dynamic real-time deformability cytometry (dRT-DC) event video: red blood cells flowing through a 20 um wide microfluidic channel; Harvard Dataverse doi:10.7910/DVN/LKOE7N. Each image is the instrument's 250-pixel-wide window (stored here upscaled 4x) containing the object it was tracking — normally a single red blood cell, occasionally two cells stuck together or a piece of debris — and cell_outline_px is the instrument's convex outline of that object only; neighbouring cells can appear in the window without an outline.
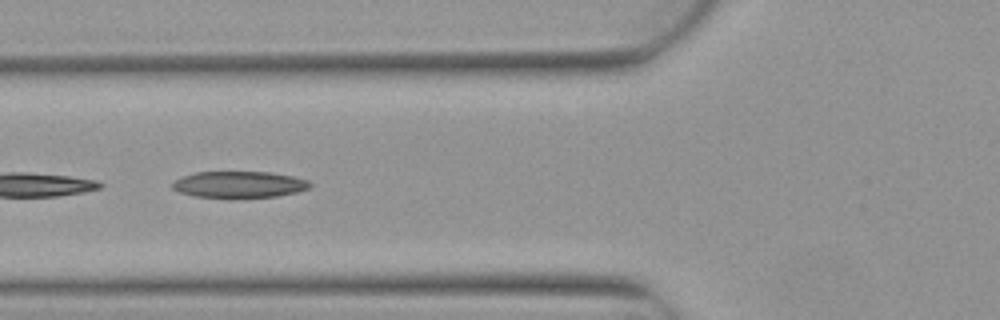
{"species": "Egyptian fruit bat (a non-hibernating species)", "species_latin": "Rousettus aegyptiacus", "temperature_condition": "warm", "stored_images_in_passage": 8, "camera_frame_rate_fps": 3000, "um_per_image_px": 0.085, "animal": {"sex": "female"}, "frame": {"image": 1, "passage_image": 6, "time_ms": 1.667, "image_size_px": [1000, 320], "cell_outline_px": [[312, 184], [308, 188], [296, 192], [276, 196], [196, 196], [180, 192], [172, 188], [172, 180], [196, 172], [268, 172], [292, 176], [308, 180]], "centroid_in_image_um": [20.32, 15.65], "position_along_channel_um": 105.5, "area_um2": 20.58}}
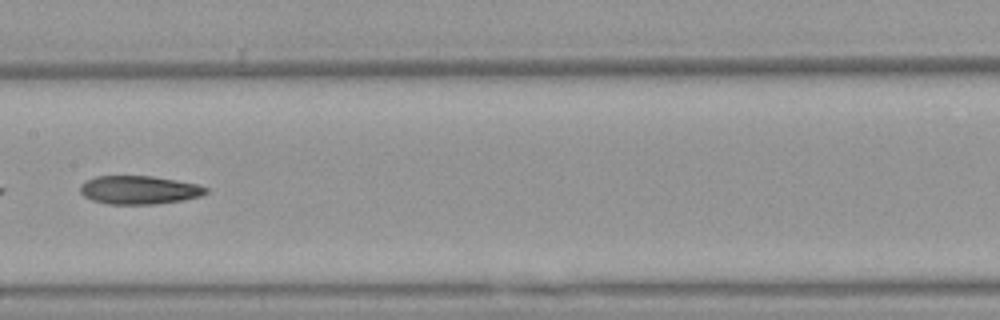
{"frame": {"image": 2, "passage_image": 8, "time_ms": 2.333, "image_size_px": [1000, 320], "cell_outline_px": [[208, 192], [204, 196], [184, 200], [156, 204], [108, 204], [92, 200], [84, 196], [80, 192], [80, 184], [96, 176], [152, 176], [176, 180], [196, 184], [208, 188]], "centroid_in_image_um": [11.85, 16.15], "position_along_channel_um": 195.5, "area_um2": 20.92}}